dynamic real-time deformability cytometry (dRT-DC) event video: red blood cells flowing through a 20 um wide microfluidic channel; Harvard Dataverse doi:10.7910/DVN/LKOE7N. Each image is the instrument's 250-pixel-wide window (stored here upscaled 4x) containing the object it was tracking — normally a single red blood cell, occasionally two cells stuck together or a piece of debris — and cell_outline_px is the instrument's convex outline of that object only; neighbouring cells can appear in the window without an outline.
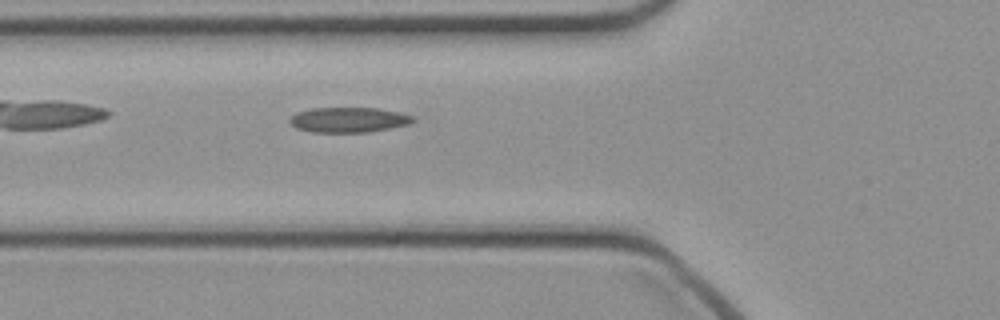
{"species": "common noctule bat (a hibernating species)", "species_latin": "Nyctalus noctula", "temperature_condition": "cold", "stored_images_in_passage": 32, "camera_frame_rate_fps": 3000, "um_per_image_px": 0.085, "animal": {"sex": "female", "body_mass_g": 21.9}, "frame": {"image": 1, "passage_image": 4, "time_ms": 1.0, "image_size_px": [1000, 320], "cell_outline_px": [[416, 120], [408, 124], [368, 132], [312, 132], [296, 128], [288, 120], [296, 112], [312, 108], [380, 108], [400, 112], [416, 116]], "centroid_in_image_um": [29.66, 10.17], "position_along_channel_um": 96.1, "area_um2": 18.09}}
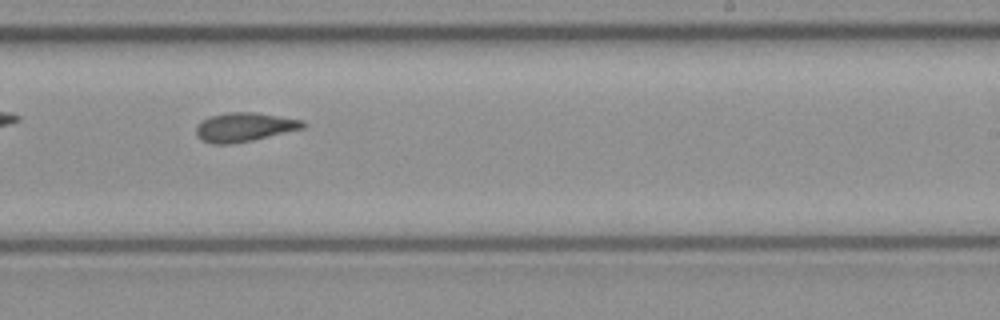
{"frame": {"image": 2, "passage_image": 16, "time_ms": 5.0, "image_size_px": [1000, 320], "cell_outline_px": [[304, 128], [252, 140], [228, 144], [212, 144], [200, 140], [196, 136], [196, 124], [200, 120], [208, 116], [228, 112], [252, 112], [280, 116], [304, 120]], "centroid_in_image_um": [20.7, 10.8], "position_along_channel_um": 268.3, "area_um2": 18.15}}
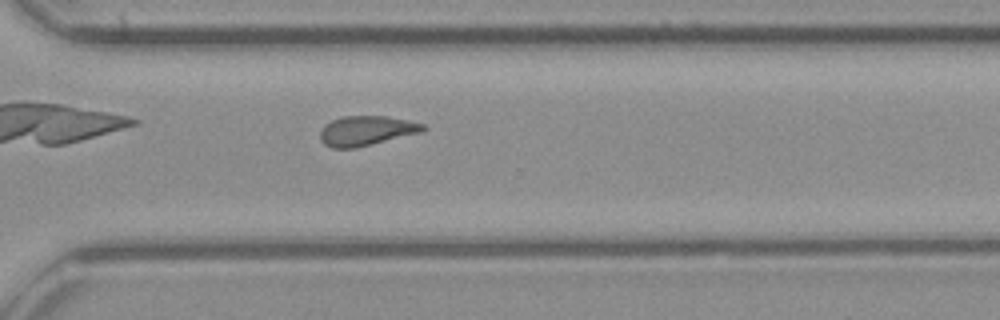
{"frame": {"image": 3, "passage_image": 21, "time_ms": 6.667, "image_size_px": [1000, 320], "cell_outline_px": [[428, 128], [420, 132], [356, 148], [332, 148], [324, 144], [320, 140], [320, 128], [324, 124], [332, 120], [344, 116], [384, 116], [408, 120], [424, 124]], "centroid_in_image_um": [31.1, 11.11], "position_along_channel_um": 339.5, "area_um2": 17.8}}